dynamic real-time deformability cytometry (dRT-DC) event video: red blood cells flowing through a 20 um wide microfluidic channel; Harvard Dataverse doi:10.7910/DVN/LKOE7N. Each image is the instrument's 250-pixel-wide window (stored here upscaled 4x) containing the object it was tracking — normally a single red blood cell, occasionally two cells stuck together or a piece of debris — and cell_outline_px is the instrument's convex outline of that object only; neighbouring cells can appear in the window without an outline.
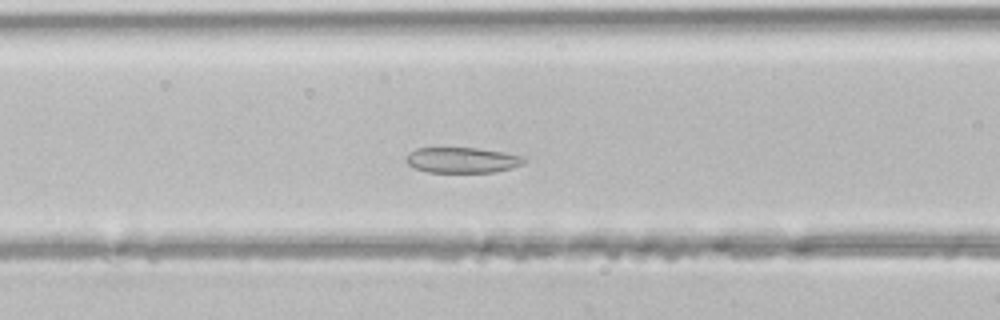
{"species": "common noctule bat (a hibernating species)", "species_latin": "Nyctalus noctula", "temperature_condition": "room temperature", "stored_images_in_passage": 45, "segment_of_instrument_passage": [1, 2], "camera_frame_rate_fps": 3000, "um_per_image_px": 0.085, "animal": {"sex": "male", "body_mass_g": 21.5, "forearm_length_mm": 52.0}, "frame": {"image": 1, "passage_image": 18, "time_ms": 5.667, "image_size_px": [1000, 320], "cell_outline_px": [[528, 160], [524, 164], [512, 168], [496, 172], [428, 172], [416, 168], [408, 164], [404, 160], [408, 152], [416, 148], [476, 148], [504, 152], [524, 156]], "centroid_in_image_um": [39.32, 13.6], "position_along_channel_um": 127.3, "area_um2": 17.74}}
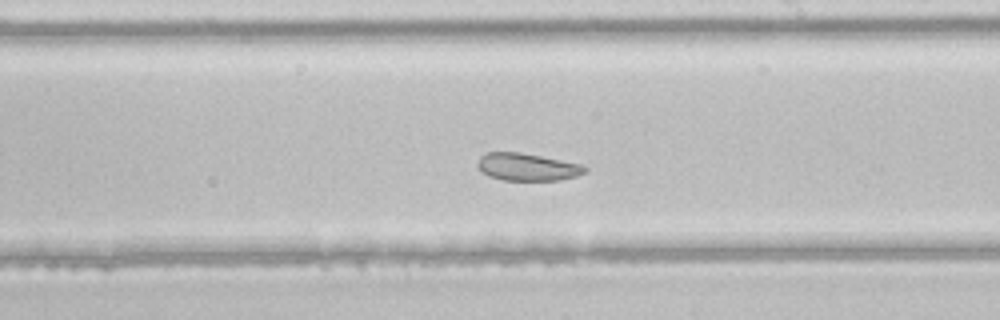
{"frame": {"image": 2, "passage_image": 26, "time_ms": 8.333, "image_size_px": [1000, 320], "cell_outline_px": [[588, 168], [584, 172], [576, 176], [560, 180], [504, 180], [488, 176], [476, 164], [476, 160], [480, 156], [488, 152], [520, 152], [584, 164]], "centroid_in_image_um": [44.83, 14.18], "position_along_channel_um": 244.2, "area_um2": 17.22}}
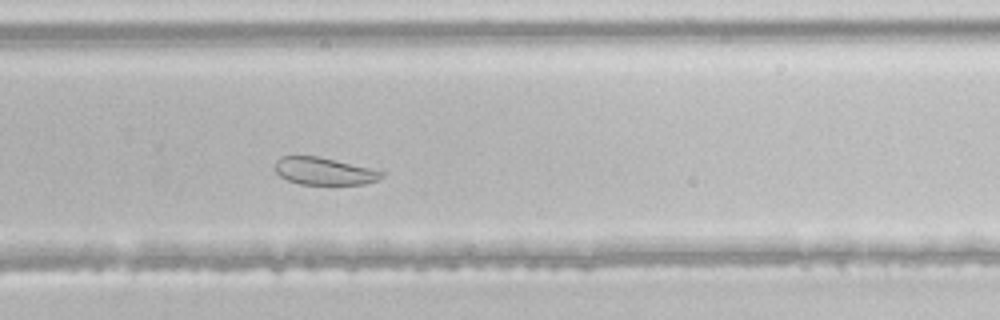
{"frame": {"image": 3, "passage_image": 30, "time_ms": 9.667, "image_size_px": [1000, 320], "cell_outline_px": [[384, 176], [376, 180], [364, 184], [300, 184], [288, 180], [280, 176], [276, 172], [276, 160], [280, 156], [316, 156], [368, 168], [384, 172]], "centroid_in_image_um": [27.51, 14.55], "position_along_channel_um": 302.3, "area_um2": 16.59}}